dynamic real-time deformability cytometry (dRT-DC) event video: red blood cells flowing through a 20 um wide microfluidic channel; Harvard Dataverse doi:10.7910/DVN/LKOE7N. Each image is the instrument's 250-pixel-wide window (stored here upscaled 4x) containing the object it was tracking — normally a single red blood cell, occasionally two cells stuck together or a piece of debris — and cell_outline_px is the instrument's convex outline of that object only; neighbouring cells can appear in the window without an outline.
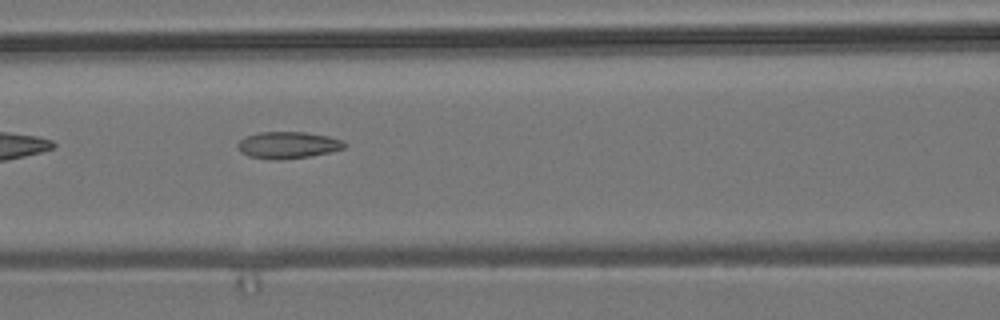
{"species": "common noctule bat (a hibernating species)", "species_latin": "Nyctalus noctula", "temperature_condition": "room temperature", "stored_images_in_passage": 15, "camera_frame_rate_fps": 3000, "um_per_image_px": 0.085, "animal": {"sex": "male", "body_mass_g": 19.2, "forearm_length_mm": 51.8}, "frame": {"image": 1, "passage_image": 7, "time_ms": 7.667, "image_size_px": [1000, 320], "cell_outline_px": [[348, 144], [344, 148], [332, 152], [308, 156], [276, 160], [272, 160], [248, 156], [240, 152], [236, 144], [244, 136], [260, 132], [308, 132], [328, 136], [344, 140]], "centroid_in_image_um": [24.48, 12.32], "position_along_channel_um": 142.1, "area_um2": 16.88}}
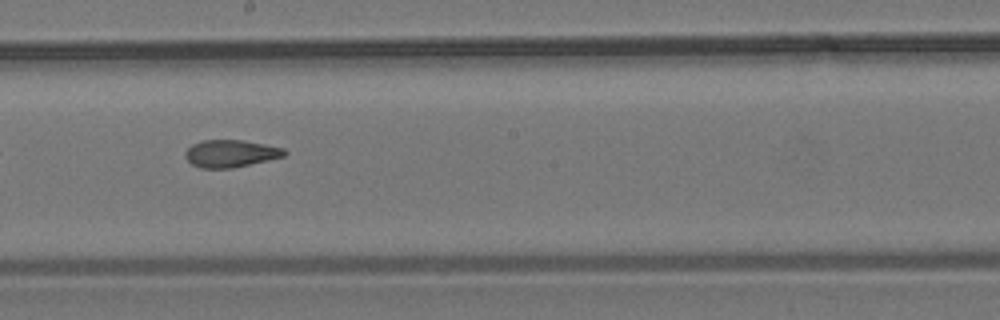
{"frame": {"image": 2, "passage_image": 9, "time_ms": 10.0, "image_size_px": [1000, 320], "cell_outline_px": [[288, 152], [284, 156], [232, 168], [200, 168], [192, 164], [184, 156], [184, 152], [192, 144], [204, 140], [244, 140], [284, 148]], "centroid_in_image_um": [19.59, 13.04], "position_along_channel_um": 228.6, "area_um2": 15.72}}
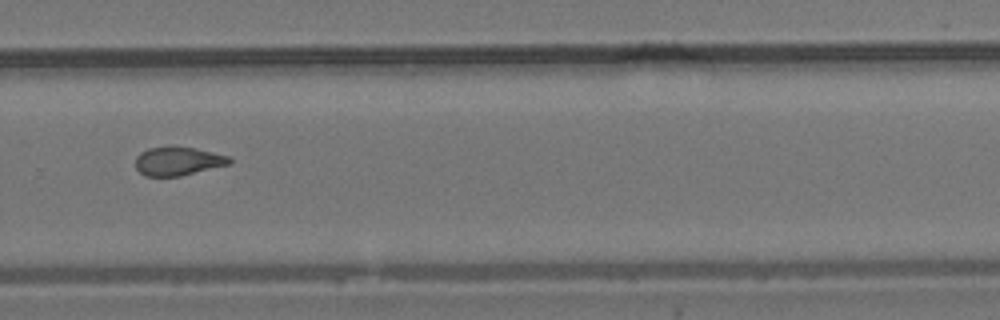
{"frame": {"image": 3, "passage_image": 11, "time_ms": 12.333, "image_size_px": [1000, 320], "cell_outline_px": [[232, 164], [180, 176], [144, 176], [136, 168], [136, 156], [140, 152], [148, 148], [196, 148], [232, 156]], "centroid_in_image_um": [15.19, 13.72], "position_along_channel_um": 314.6, "area_um2": 15.61}, "authors_computed_cell_mechanics": {"area_um2": 16.8776, "velocity_mm_per_s": 3.6866, "shape_relaxation_time_tau1_ms": null, "shape_relaxation_time_tau2_ms": 9.9328, "deformation_change_tau1": null, "deformation_change_tau2": 0.1944}}